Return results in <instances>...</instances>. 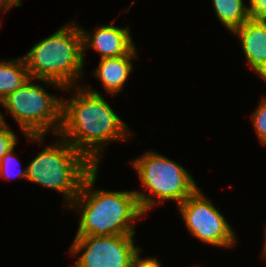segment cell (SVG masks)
<instances>
[{"label": "cell", "mask_w": 266, "mask_h": 267, "mask_svg": "<svg viewBox=\"0 0 266 267\" xmlns=\"http://www.w3.org/2000/svg\"><path fill=\"white\" fill-rule=\"evenodd\" d=\"M64 90L74 94L70 100L62 99V125L57 136L99 167L105 144L130 138V128L96 90L77 84Z\"/></svg>", "instance_id": "obj_1"}, {"label": "cell", "mask_w": 266, "mask_h": 267, "mask_svg": "<svg viewBox=\"0 0 266 267\" xmlns=\"http://www.w3.org/2000/svg\"><path fill=\"white\" fill-rule=\"evenodd\" d=\"M98 167L84 179L80 192L70 204L80 215L75 236L135 235V220L145 215L134 191L95 189ZM93 189V190H92Z\"/></svg>", "instance_id": "obj_2"}, {"label": "cell", "mask_w": 266, "mask_h": 267, "mask_svg": "<svg viewBox=\"0 0 266 267\" xmlns=\"http://www.w3.org/2000/svg\"><path fill=\"white\" fill-rule=\"evenodd\" d=\"M23 59L30 78L63 91L75 86L84 75L80 26L76 22L64 25L32 46Z\"/></svg>", "instance_id": "obj_3"}, {"label": "cell", "mask_w": 266, "mask_h": 267, "mask_svg": "<svg viewBox=\"0 0 266 267\" xmlns=\"http://www.w3.org/2000/svg\"><path fill=\"white\" fill-rule=\"evenodd\" d=\"M60 139L45 146L29 162L26 180L61 192L66 199L65 208H69L85 177L95 166L69 142L62 137Z\"/></svg>", "instance_id": "obj_4"}, {"label": "cell", "mask_w": 266, "mask_h": 267, "mask_svg": "<svg viewBox=\"0 0 266 267\" xmlns=\"http://www.w3.org/2000/svg\"><path fill=\"white\" fill-rule=\"evenodd\" d=\"M130 163L142 186L150 192L146 195L143 191H134L144 214L165 200H175L178 206L198 189L194 178L182 165L154 151H147Z\"/></svg>", "instance_id": "obj_5"}, {"label": "cell", "mask_w": 266, "mask_h": 267, "mask_svg": "<svg viewBox=\"0 0 266 267\" xmlns=\"http://www.w3.org/2000/svg\"><path fill=\"white\" fill-rule=\"evenodd\" d=\"M29 78L0 104L11 114L30 142L41 143L46 132L58 135L62 125V98L48 93Z\"/></svg>", "instance_id": "obj_6"}, {"label": "cell", "mask_w": 266, "mask_h": 267, "mask_svg": "<svg viewBox=\"0 0 266 267\" xmlns=\"http://www.w3.org/2000/svg\"><path fill=\"white\" fill-rule=\"evenodd\" d=\"M198 188L178 205L180 215L191 235L207 244L231 248L236 244V235L221 212Z\"/></svg>", "instance_id": "obj_7"}, {"label": "cell", "mask_w": 266, "mask_h": 267, "mask_svg": "<svg viewBox=\"0 0 266 267\" xmlns=\"http://www.w3.org/2000/svg\"><path fill=\"white\" fill-rule=\"evenodd\" d=\"M134 235L75 236L70 253L83 251L74 267H131L135 254Z\"/></svg>", "instance_id": "obj_8"}, {"label": "cell", "mask_w": 266, "mask_h": 267, "mask_svg": "<svg viewBox=\"0 0 266 267\" xmlns=\"http://www.w3.org/2000/svg\"><path fill=\"white\" fill-rule=\"evenodd\" d=\"M110 24L97 27L93 33L80 27L83 59L85 50L90 47L100 54V59H105L127 55L136 46L130 35V27L114 26V21Z\"/></svg>", "instance_id": "obj_9"}, {"label": "cell", "mask_w": 266, "mask_h": 267, "mask_svg": "<svg viewBox=\"0 0 266 267\" xmlns=\"http://www.w3.org/2000/svg\"><path fill=\"white\" fill-rule=\"evenodd\" d=\"M232 34L238 36L250 68L261 77L266 71V21L250 18Z\"/></svg>", "instance_id": "obj_10"}, {"label": "cell", "mask_w": 266, "mask_h": 267, "mask_svg": "<svg viewBox=\"0 0 266 267\" xmlns=\"http://www.w3.org/2000/svg\"><path fill=\"white\" fill-rule=\"evenodd\" d=\"M136 46L127 54L120 57L100 59L94 75L99 79L104 90L112 95L121 92L129 75L133 71L132 59L137 58Z\"/></svg>", "instance_id": "obj_11"}, {"label": "cell", "mask_w": 266, "mask_h": 267, "mask_svg": "<svg viewBox=\"0 0 266 267\" xmlns=\"http://www.w3.org/2000/svg\"><path fill=\"white\" fill-rule=\"evenodd\" d=\"M30 78L23 57L0 60V102L11 92L21 87Z\"/></svg>", "instance_id": "obj_12"}, {"label": "cell", "mask_w": 266, "mask_h": 267, "mask_svg": "<svg viewBox=\"0 0 266 267\" xmlns=\"http://www.w3.org/2000/svg\"><path fill=\"white\" fill-rule=\"evenodd\" d=\"M212 3L216 17L230 33L251 18L244 0H212Z\"/></svg>", "instance_id": "obj_13"}, {"label": "cell", "mask_w": 266, "mask_h": 267, "mask_svg": "<svg viewBox=\"0 0 266 267\" xmlns=\"http://www.w3.org/2000/svg\"><path fill=\"white\" fill-rule=\"evenodd\" d=\"M252 124L262 145H266V97H263L259 106L252 113Z\"/></svg>", "instance_id": "obj_14"}, {"label": "cell", "mask_w": 266, "mask_h": 267, "mask_svg": "<svg viewBox=\"0 0 266 267\" xmlns=\"http://www.w3.org/2000/svg\"><path fill=\"white\" fill-rule=\"evenodd\" d=\"M17 141V135L11 131L0 112V160L7 152L15 148Z\"/></svg>", "instance_id": "obj_15"}, {"label": "cell", "mask_w": 266, "mask_h": 267, "mask_svg": "<svg viewBox=\"0 0 266 267\" xmlns=\"http://www.w3.org/2000/svg\"><path fill=\"white\" fill-rule=\"evenodd\" d=\"M13 152H14V148L11 149L9 152H7L0 160V177L10 179V178H14V176L16 175L17 177H21L22 179L26 180L27 167H25L23 170L19 169L20 171L18 172L16 171V173L13 171L15 169L13 168L14 167L13 165H15L16 162L17 163L19 162L16 160L17 157L13 154Z\"/></svg>", "instance_id": "obj_16"}, {"label": "cell", "mask_w": 266, "mask_h": 267, "mask_svg": "<svg viewBox=\"0 0 266 267\" xmlns=\"http://www.w3.org/2000/svg\"><path fill=\"white\" fill-rule=\"evenodd\" d=\"M251 19L266 21V0H249Z\"/></svg>", "instance_id": "obj_17"}, {"label": "cell", "mask_w": 266, "mask_h": 267, "mask_svg": "<svg viewBox=\"0 0 266 267\" xmlns=\"http://www.w3.org/2000/svg\"><path fill=\"white\" fill-rule=\"evenodd\" d=\"M140 251H142V249H140L133 257L131 267H161L160 262H158L155 257L141 258L139 254Z\"/></svg>", "instance_id": "obj_18"}, {"label": "cell", "mask_w": 266, "mask_h": 267, "mask_svg": "<svg viewBox=\"0 0 266 267\" xmlns=\"http://www.w3.org/2000/svg\"><path fill=\"white\" fill-rule=\"evenodd\" d=\"M11 7L8 0H0V10L3 9L4 12H7Z\"/></svg>", "instance_id": "obj_19"}, {"label": "cell", "mask_w": 266, "mask_h": 267, "mask_svg": "<svg viewBox=\"0 0 266 267\" xmlns=\"http://www.w3.org/2000/svg\"><path fill=\"white\" fill-rule=\"evenodd\" d=\"M9 4L13 7L14 5L16 7H20L22 5V3L20 2V0H8Z\"/></svg>", "instance_id": "obj_20"}, {"label": "cell", "mask_w": 266, "mask_h": 267, "mask_svg": "<svg viewBox=\"0 0 266 267\" xmlns=\"http://www.w3.org/2000/svg\"><path fill=\"white\" fill-rule=\"evenodd\" d=\"M265 231H266V229H265ZM263 246H264V248H263L264 250H263V252H262V255H263L262 257H263V258H266V233H265V243H264Z\"/></svg>", "instance_id": "obj_21"}, {"label": "cell", "mask_w": 266, "mask_h": 267, "mask_svg": "<svg viewBox=\"0 0 266 267\" xmlns=\"http://www.w3.org/2000/svg\"><path fill=\"white\" fill-rule=\"evenodd\" d=\"M261 78L266 82V71L263 73V75L261 76Z\"/></svg>", "instance_id": "obj_22"}]
</instances>
